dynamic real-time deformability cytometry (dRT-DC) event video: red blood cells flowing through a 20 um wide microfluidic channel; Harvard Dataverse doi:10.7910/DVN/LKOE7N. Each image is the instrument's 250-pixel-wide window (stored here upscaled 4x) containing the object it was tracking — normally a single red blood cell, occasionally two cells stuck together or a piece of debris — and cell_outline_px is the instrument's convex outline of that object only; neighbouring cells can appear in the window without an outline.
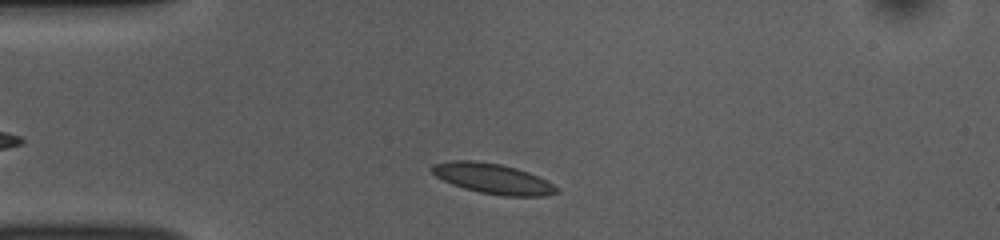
{"species": "common noctule bat (a hibernating species)", "species_latin": "Nyctalus noctula", "temperature_condition": "room temperature", "stored_images_in_passage": 36, "camera_frame_rate_fps": 3000, "um_per_image_px": 0.085, "animal": {"sex": "female", "body_mass_g": 10.0, "forearm_length_mm": 53.1}, "frame": {"image": 1, "passage_image": 3, "time_ms": 0.667, "image_size_px": [1000, 240], "cell_outline_px": [[560, 192], [548, 196], [504, 196], [480, 192], [464, 188], [452, 184], [436, 176], [428, 168], [432, 164], [452, 160], [476, 160], [500, 164], [516, 168], [528, 172], [552, 184]], "centroid_in_image_um": [41.85, 15.17], "position_along_channel_um": 43.2, "area_um2": 21.91}}
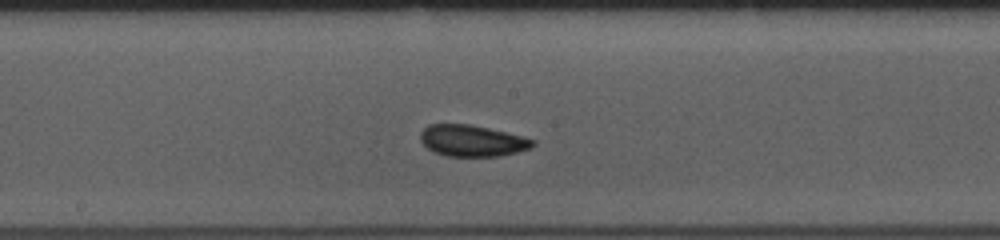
{"frame": {"image": 2, "passage_image": 18, "time_ms": 5.667, "image_size_px": [1000, 240], "cell_outline_px": [[536, 144], [532, 148], [500, 156], [444, 156], [432, 152], [420, 140], [420, 132], [428, 124], [468, 124], [488, 128], [536, 140]], "centroid_in_image_um": [40.11, 11.97], "position_along_channel_um": 208.1, "area_um2": 20.58}}
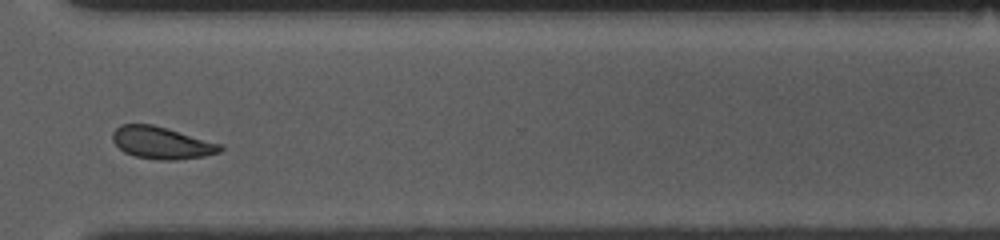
{"frame": {"image": 3, "passage_image": 30, "time_ms": 9.667, "image_size_px": [1000, 240], "cell_outline_px": [[224, 148], [220, 152], [204, 156], [176, 160], [160, 160], [136, 156], [124, 152], [112, 140], [112, 132], [120, 124], [152, 124], [220, 144]], "centroid_in_image_um": [13.71, 12.14], "position_along_channel_um": 356.9, "area_um2": 19.88}, "authors_computed_cell_mechanics": {"area_um2": 20.519, "velocity_mm_per_s": 3.725, "shape_relaxation_time_tau1_ms": 1.3887, "shape_relaxation_time_tau2_ms": 0.9381, "deformation_change_tau1": 0.0557, "deformation_change_tau2": 0.0417}}